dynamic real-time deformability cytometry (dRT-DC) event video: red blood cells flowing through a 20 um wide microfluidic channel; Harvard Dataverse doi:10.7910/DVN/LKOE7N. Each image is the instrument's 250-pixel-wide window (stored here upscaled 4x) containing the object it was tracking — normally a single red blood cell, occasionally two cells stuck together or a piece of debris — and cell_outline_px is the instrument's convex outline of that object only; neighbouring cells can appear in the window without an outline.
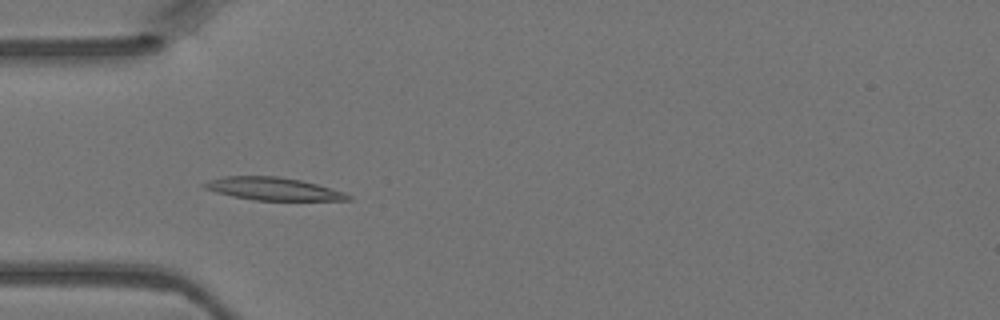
{"species": "Egyptian fruit bat (a non-hibernating species)", "species_latin": "Rousettus aegyptiacus", "temperature_condition": "warm", "stored_images_in_passage": 4, "camera_frame_rate_fps": 3000, "um_per_image_px": 0.085, "animal": {"sex": "female"}, "frame": {"image": 1, "passage_image": 3, "time_ms": 0.667, "image_size_px": [1000, 320], "cell_outline_px": [[352, 200], [256, 200], [232, 196], [216, 192], [204, 188], [200, 184], [208, 180], [224, 176], [280, 176], [300, 180], [332, 188], [344, 192], [352, 196]], "centroid_in_image_um": [23.2, 16.04], "position_along_channel_um": 61.8, "area_um2": 19.07}}
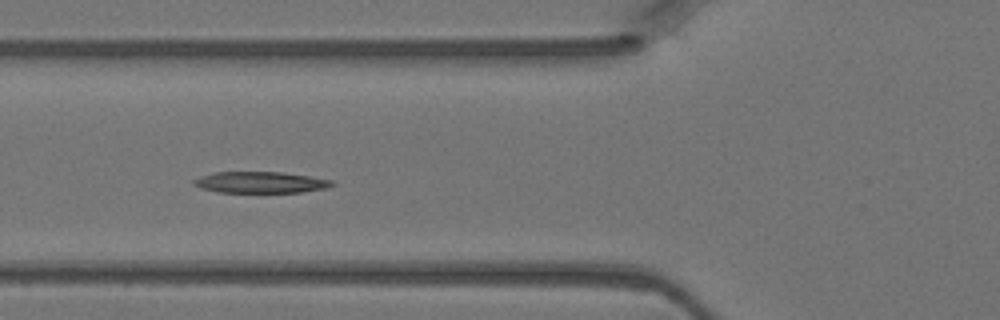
{"frame": {"image": 2, "passage_image": 4, "time_ms": 1.0, "image_size_px": [1000, 320], "cell_outline_px": [[336, 184], [324, 188], [300, 192], [216, 192], [200, 188], [192, 184], [192, 180], [200, 176], [216, 172], [280, 172], [308, 176], [332, 180]], "centroid_in_image_um": [22.08, 15.5], "position_along_channel_um": 103.7, "area_um2": 17.05}}